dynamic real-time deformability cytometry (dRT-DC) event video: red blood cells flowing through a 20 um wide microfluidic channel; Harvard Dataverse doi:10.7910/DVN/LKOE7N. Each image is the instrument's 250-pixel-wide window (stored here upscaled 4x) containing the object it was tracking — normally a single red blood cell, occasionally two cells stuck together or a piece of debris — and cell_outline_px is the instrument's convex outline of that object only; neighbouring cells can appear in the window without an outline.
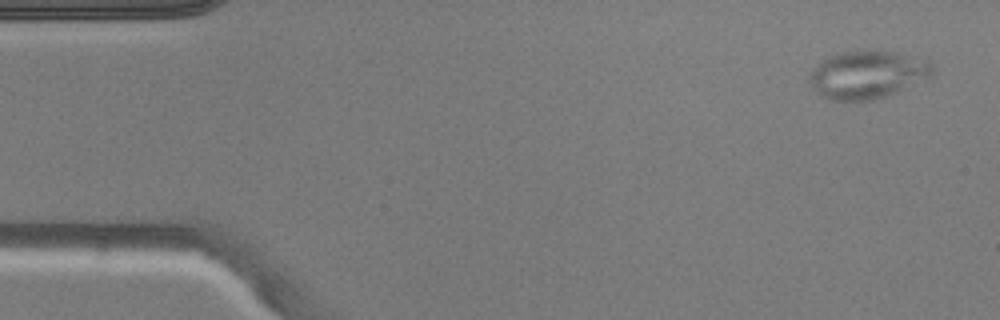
{"species": "common noctule bat (a hibernating species)", "species_latin": "Nyctalus noctula", "temperature_condition": "warm", "stored_images_in_passage": 4, "camera_frame_rate_fps": 3000, "um_per_image_px": 0.085, "animal": {"sex": "male", "body_mass_g": 20.5, "forearm_length_mm": 52.5}, "frame": {"image": 1, "passage_image": 1, "time_ms": 0.0, "image_size_px": [1000, 320], "cell_outline_px": [[932, 72], [928, 76], [896, 92], [872, 100], [832, 100], [820, 96], [816, 92], [808, 80], [808, 76], [812, 68], [824, 60], [832, 56], [844, 52], [896, 52], [928, 60], [932, 64]], "centroid_in_image_um": [73.67, 6.36], "position_along_channel_um": 11.3, "area_um2": 33.35}}